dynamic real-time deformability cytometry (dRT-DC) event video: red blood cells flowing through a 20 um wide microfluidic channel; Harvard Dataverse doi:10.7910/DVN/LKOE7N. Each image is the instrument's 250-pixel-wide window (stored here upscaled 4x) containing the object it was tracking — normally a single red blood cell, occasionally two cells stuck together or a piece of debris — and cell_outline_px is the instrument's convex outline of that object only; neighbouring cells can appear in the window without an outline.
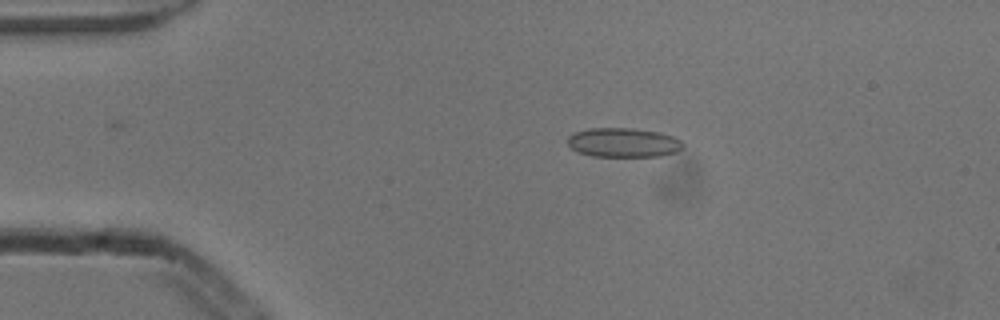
{"species": "common noctule bat (a hibernating species)", "species_latin": "Nyctalus noctula", "temperature_condition": "cold", "stored_images_in_passage": 4, "camera_frame_rate_fps": 3000, "um_per_image_px": 0.085, "animal": {"sex": "male", "body_mass_g": 13.3}, "frame": {"image": 1, "passage_image": 3, "time_ms": 0.667, "image_size_px": [1000, 320], "cell_outline_px": [[684, 148], [676, 152], [660, 156], [592, 156], [580, 152], [572, 148], [568, 144], [568, 136], [572, 132], [588, 128], [632, 128], [656, 132], [672, 136], [680, 140], [684, 144]], "centroid_in_image_um": [52.98, 12.11], "position_along_channel_um": 32.0, "area_um2": 19.65}}